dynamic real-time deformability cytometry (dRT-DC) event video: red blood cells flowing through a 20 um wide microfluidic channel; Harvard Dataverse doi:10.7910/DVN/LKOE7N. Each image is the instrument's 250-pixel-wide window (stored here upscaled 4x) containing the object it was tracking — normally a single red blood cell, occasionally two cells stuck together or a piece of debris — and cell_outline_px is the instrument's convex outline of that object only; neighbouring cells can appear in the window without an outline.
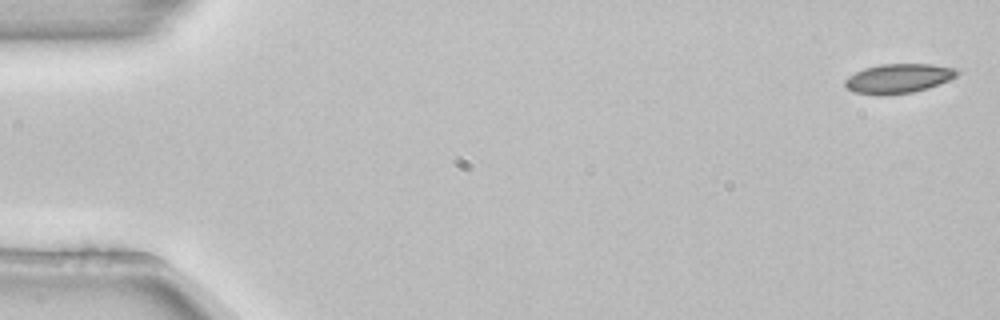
{"species": "common noctule bat (a hibernating species)", "species_latin": "Nyctalus noctula", "temperature_condition": "room temperature", "stored_images_in_passage": 6, "camera_frame_rate_fps": 3000, "um_per_image_px": 0.085, "animal": {"sex": "female", "body_mass_g": 22.7, "forearm_length_mm": 54.2}, "frame": {"image": 1, "passage_image": 1, "time_ms": 0.0, "image_size_px": [1000, 320], "cell_outline_px": [[960, 72], [956, 76], [948, 80], [928, 88], [912, 92], [888, 96], [876, 96], [852, 92], [844, 84], [844, 80], [848, 76], [864, 68], [880, 64], [932, 64], [960, 68]], "centroid_in_image_um": [76.36, 6.68], "position_along_channel_um": 8.6, "area_um2": 19.59}}
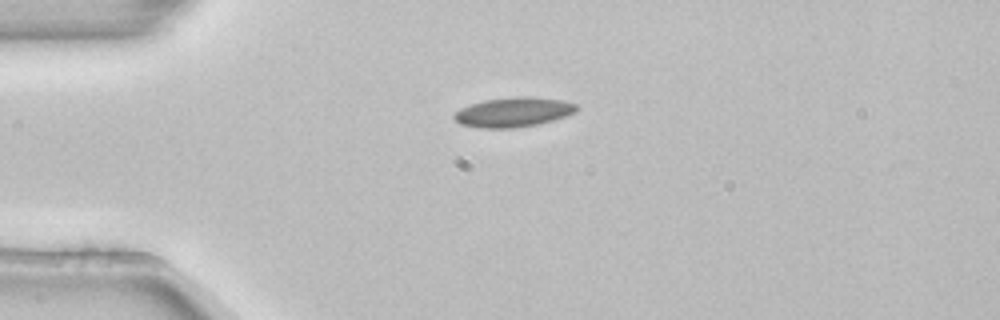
{"frame": {"image": 2, "passage_image": 4, "time_ms": 1.0, "image_size_px": [1000, 320], "cell_outline_px": [[580, 108], [576, 112], [552, 120], [536, 124], [512, 128], [480, 128], [460, 124], [452, 116], [460, 108], [484, 100], [512, 96], [532, 96], [564, 100], [576, 104]], "centroid_in_image_um": [43.65, 9.51], "position_along_channel_um": 41.3, "area_um2": 21.21}}